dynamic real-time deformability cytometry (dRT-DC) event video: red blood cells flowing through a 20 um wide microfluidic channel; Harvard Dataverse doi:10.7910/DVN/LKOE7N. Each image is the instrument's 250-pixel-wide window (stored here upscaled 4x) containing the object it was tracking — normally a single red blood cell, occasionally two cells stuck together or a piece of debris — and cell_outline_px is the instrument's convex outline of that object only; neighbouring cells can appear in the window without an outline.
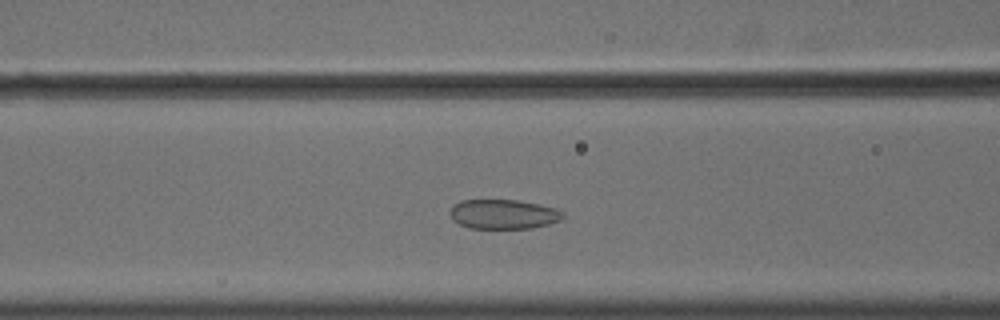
{"species": "common noctule bat (a hibernating species)", "species_latin": "Nyctalus noctula", "temperature_condition": "cold", "stored_images_in_passage": 48, "camera_frame_rate_fps": 3000, "um_per_image_px": 0.085, "animal": {"sex": "male", "body_mass_g": 18.8}, "frame": {"image": 1, "passage_image": 16, "time_ms": 5.0, "image_size_px": [1000, 320], "cell_outline_px": [[564, 216], [560, 220], [548, 224], [532, 228], [468, 228], [452, 220], [448, 212], [460, 200], [516, 200], [540, 204], [556, 208], [564, 212]], "centroid_in_image_um": [42.79, 18.2], "position_along_channel_um": 123.8, "area_um2": 19.48}}
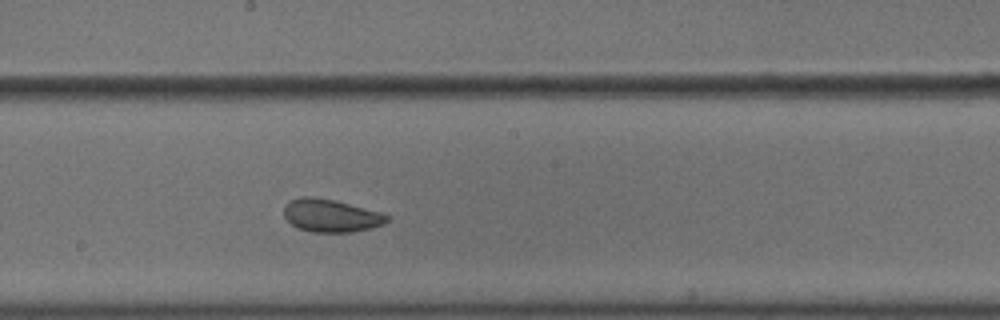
{"frame": {"image": 2, "passage_image": 24, "time_ms": 7.667, "image_size_px": [1000, 320], "cell_outline_px": [[388, 220], [384, 224], [372, 228], [352, 232], [312, 232], [296, 228], [284, 216], [284, 208], [288, 200], [300, 196], [312, 196], [336, 200], [384, 212], [388, 216]], "centroid_in_image_um": [28.14, 18.31], "position_along_channel_um": 220.1, "area_um2": 20.11}}
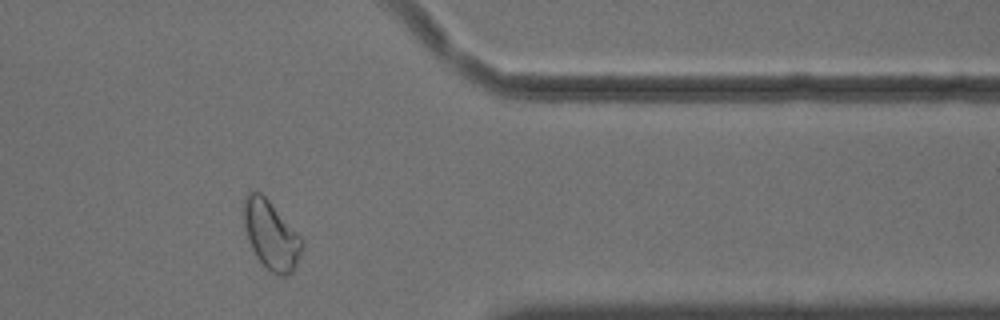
{"frame": {"image": 3, "passage_image": 39, "time_ms": 12.667, "image_size_px": [1000, 320], "cell_outline_px": [[304, 244], [296, 268], [288, 276], [276, 276], [256, 256], [248, 240], [244, 228], [244, 200], [248, 192], [260, 192], [268, 200], [304, 240]], "centroid_in_image_um": [23.06, 20.02], "position_along_channel_um": 388.3, "area_um2": 23.12}, "authors_computed_cell_mechanics": {"area_um2": 21.6172, "velocity_mm_per_s": 3.608, "shape_relaxation_time_tau1_ms": 6.5639, "shape_relaxation_time_tau2_ms": 3.3019, "deformation_change_tau1": 0.1093, "deformation_change_tau2": 0.0577}}